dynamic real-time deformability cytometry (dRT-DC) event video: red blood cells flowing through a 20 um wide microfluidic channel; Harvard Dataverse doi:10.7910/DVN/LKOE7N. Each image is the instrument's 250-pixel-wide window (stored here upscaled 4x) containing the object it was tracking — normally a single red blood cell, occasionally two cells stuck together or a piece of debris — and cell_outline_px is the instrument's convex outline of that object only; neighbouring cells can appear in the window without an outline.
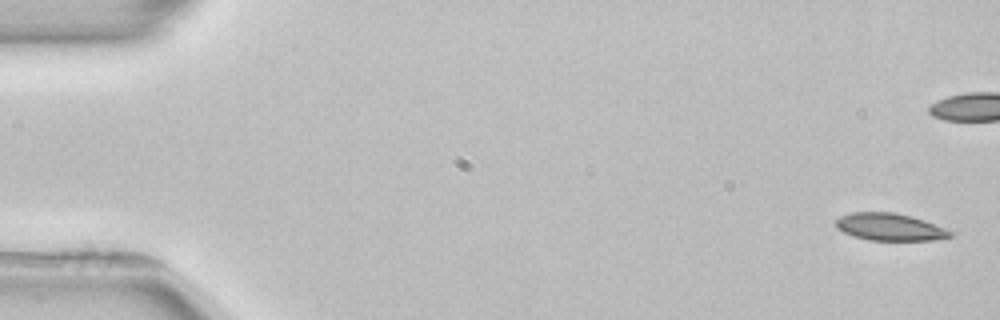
{"species": "common noctule bat (a hibernating species)", "species_latin": "Nyctalus noctula", "temperature_condition": "room temperature", "stored_images_in_passage": 5, "camera_frame_rate_fps": 3000, "um_per_image_px": 0.085, "animal": {"sex": "female", "body_mass_g": 22.7, "forearm_length_mm": 54.2}, "frame": {"image": 1, "passage_image": 1, "time_ms": 0.0, "image_size_px": [1000, 320], "cell_outline_px": [[956, 232], [952, 236], [932, 240], [868, 240], [852, 236], [836, 228], [836, 220], [840, 216], [852, 212], [896, 212], [912, 216], [924, 220]], "centroid_in_image_um": [75.64, 19.29], "position_along_channel_um": 9.4, "area_um2": 18.32}}
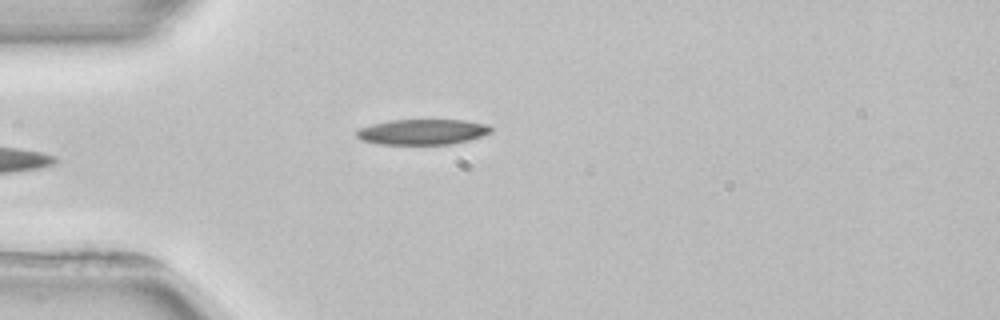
{"frame": {"image": 2, "passage_image": 5, "time_ms": 5.667, "image_size_px": [1000, 320], "cell_outline_px": [[492, 132], [468, 140], [452, 144], [380, 144], [360, 140], [356, 136], [356, 132], [360, 128], [372, 124], [388, 120], [464, 120], [488, 124], [492, 128]], "centroid_in_image_um": [35.9, 11.21], "position_along_channel_um": 49.1, "area_um2": 19.94}}